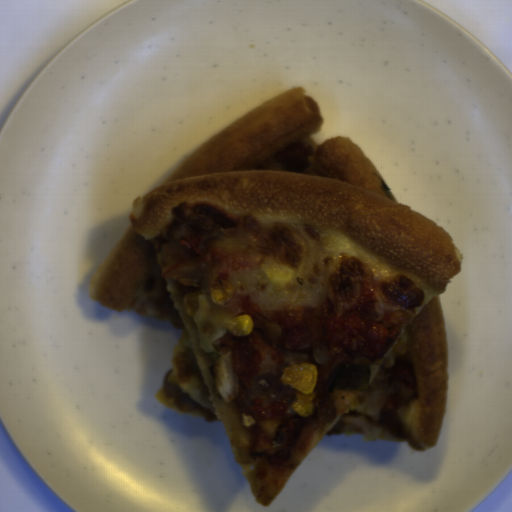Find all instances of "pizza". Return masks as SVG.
Listing matches in <instances>:
<instances>
[{
    "label": "pizza",
    "instance_id": "1",
    "mask_svg": "<svg viewBox=\"0 0 512 512\" xmlns=\"http://www.w3.org/2000/svg\"><path fill=\"white\" fill-rule=\"evenodd\" d=\"M303 87L254 107L137 196L90 298L181 329L159 403L220 422L259 504L328 434L435 447L449 386L446 230L396 200ZM249 315V334L229 318ZM311 363L305 394L282 370Z\"/></svg>",
    "mask_w": 512,
    "mask_h": 512
}]
</instances>
